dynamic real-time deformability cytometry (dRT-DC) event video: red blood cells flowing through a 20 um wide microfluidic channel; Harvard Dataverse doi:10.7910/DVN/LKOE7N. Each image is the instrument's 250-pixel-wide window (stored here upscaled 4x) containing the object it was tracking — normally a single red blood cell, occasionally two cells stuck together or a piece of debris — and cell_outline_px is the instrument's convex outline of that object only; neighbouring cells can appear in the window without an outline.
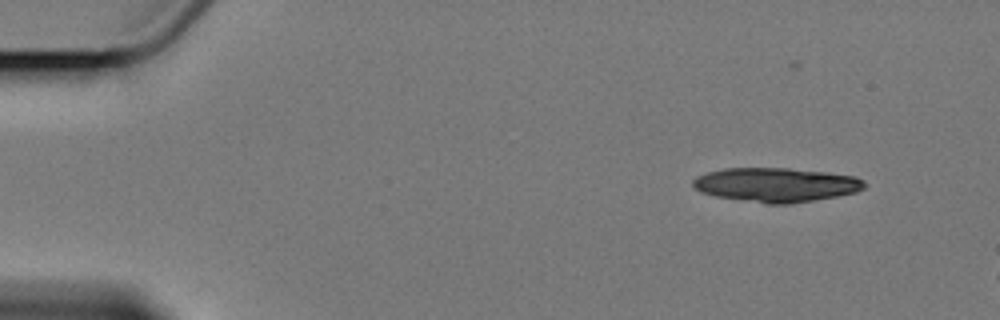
{"species": "Egyptian fruit bat (a non-hibernating species)", "species_latin": "Rousettus aegyptiacus", "temperature_condition": "cold", "stored_images_in_passage": 5, "segment_of_instrument_passage": [2, 2], "camera_frame_rate_fps": 3000, "um_per_image_px": 0.085, "animal": {"sex": "female"}, "frame": {"image": 1, "passage_image": 5, "time_ms": 5.667, "image_size_px": [1000, 320], "cell_outline_px": [[868, 184], [864, 188], [856, 192], [836, 196], [792, 204], [768, 204], [716, 196], [700, 192], [692, 184], [692, 180], [696, 176], [708, 172], [724, 168], [788, 168], [828, 172], [856, 176], [864, 180]], "centroid_in_image_um": [65.99, 15.7], "position_along_channel_um": 19.0, "area_um2": 34.33}}